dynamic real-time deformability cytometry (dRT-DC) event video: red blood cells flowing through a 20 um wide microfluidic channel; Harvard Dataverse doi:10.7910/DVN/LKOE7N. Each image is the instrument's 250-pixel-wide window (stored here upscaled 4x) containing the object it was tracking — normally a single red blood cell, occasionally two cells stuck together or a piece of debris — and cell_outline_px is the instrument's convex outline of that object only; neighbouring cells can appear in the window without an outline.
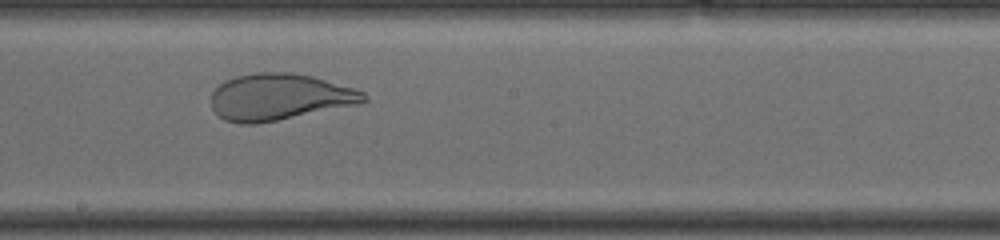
{"species": "human", "species_latin": "Homo sapiens", "temperature_condition": "cold", "stored_images_in_passage": 33, "camera_frame_rate_fps": 3000, "um_per_image_px": 0.085, "donor": {"sex": "male"}, "frame": {"image": 1, "passage_image": 16, "time_ms": 4.333, "image_size_px": [1000, 240], "cell_outline_px": [[368, 100], [356, 104], [256, 124], [240, 124], [224, 120], [212, 108], [212, 92], [220, 84], [236, 76], [256, 72], [292, 72], [312, 76], [352, 88], [364, 92], [368, 96]], "centroid_in_image_um": [23.72, 8.23], "position_along_channel_um": 224.5, "area_um2": 40.86}}
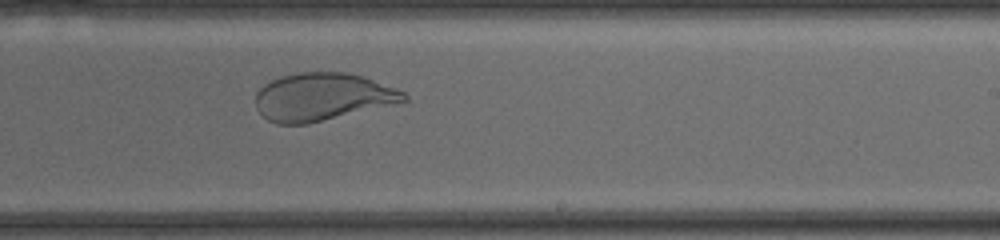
{"frame": {"image": 2, "passage_image": 19, "time_ms": 5.333, "image_size_px": [1000, 240], "cell_outline_px": [[408, 100], [308, 124], [276, 124], [268, 120], [256, 108], [256, 92], [264, 84], [280, 76], [296, 72], [344, 72], [364, 76], [404, 92], [408, 96]], "centroid_in_image_um": [27.36, 8.22], "position_along_channel_um": 261.6, "area_um2": 40.98}, "authors_computed_cell_mechanics": {"area_um2": 43.8124, "velocity_mm_per_s": 3.7252, "shape_relaxation_time_tau1_ms": 9.5912, "shape_relaxation_time_tau2_ms": null, "deformation_change_tau1": 0.3093, "deformation_change_tau2": null}}